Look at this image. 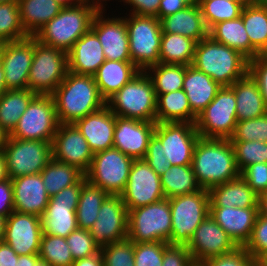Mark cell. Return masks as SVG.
<instances>
[{
  "mask_svg": "<svg viewBox=\"0 0 267 266\" xmlns=\"http://www.w3.org/2000/svg\"><path fill=\"white\" fill-rule=\"evenodd\" d=\"M42 234L41 217L13 211L6 218L3 241L17 255L38 254Z\"/></svg>",
  "mask_w": 267,
  "mask_h": 266,
  "instance_id": "21",
  "label": "cell"
},
{
  "mask_svg": "<svg viewBox=\"0 0 267 266\" xmlns=\"http://www.w3.org/2000/svg\"><path fill=\"white\" fill-rule=\"evenodd\" d=\"M172 229L170 245L187 246L200 223L210 214L209 192L201 189L195 193L169 199Z\"/></svg>",
  "mask_w": 267,
  "mask_h": 266,
  "instance_id": "8",
  "label": "cell"
},
{
  "mask_svg": "<svg viewBox=\"0 0 267 266\" xmlns=\"http://www.w3.org/2000/svg\"><path fill=\"white\" fill-rule=\"evenodd\" d=\"M259 56L267 60V47L263 50V52Z\"/></svg>",
  "mask_w": 267,
  "mask_h": 266,
  "instance_id": "73",
  "label": "cell"
},
{
  "mask_svg": "<svg viewBox=\"0 0 267 266\" xmlns=\"http://www.w3.org/2000/svg\"><path fill=\"white\" fill-rule=\"evenodd\" d=\"M257 266H267V252L263 253L257 260Z\"/></svg>",
  "mask_w": 267,
  "mask_h": 266,
  "instance_id": "70",
  "label": "cell"
},
{
  "mask_svg": "<svg viewBox=\"0 0 267 266\" xmlns=\"http://www.w3.org/2000/svg\"><path fill=\"white\" fill-rule=\"evenodd\" d=\"M72 266H104L101 251L92 256L75 260Z\"/></svg>",
  "mask_w": 267,
  "mask_h": 266,
  "instance_id": "62",
  "label": "cell"
},
{
  "mask_svg": "<svg viewBox=\"0 0 267 266\" xmlns=\"http://www.w3.org/2000/svg\"><path fill=\"white\" fill-rule=\"evenodd\" d=\"M222 88L211 77L187 65L183 82V90L187 95L191 110L198 116L215 98Z\"/></svg>",
  "mask_w": 267,
  "mask_h": 266,
  "instance_id": "31",
  "label": "cell"
},
{
  "mask_svg": "<svg viewBox=\"0 0 267 266\" xmlns=\"http://www.w3.org/2000/svg\"><path fill=\"white\" fill-rule=\"evenodd\" d=\"M62 7H70L73 6L75 3L79 2L80 0H54Z\"/></svg>",
  "mask_w": 267,
  "mask_h": 266,
  "instance_id": "69",
  "label": "cell"
},
{
  "mask_svg": "<svg viewBox=\"0 0 267 266\" xmlns=\"http://www.w3.org/2000/svg\"><path fill=\"white\" fill-rule=\"evenodd\" d=\"M241 17L251 46L261 54L267 47V7L247 1Z\"/></svg>",
  "mask_w": 267,
  "mask_h": 266,
  "instance_id": "40",
  "label": "cell"
},
{
  "mask_svg": "<svg viewBox=\"0 0 267 266\" xmlns=\"http://www.w3.org/2000/svg\"><path fill=\"white\" fill-rule=\"evenodd\" d=\"M144 159L158 176H161L169 167L172 166L166 155L163 153L161 140L155 134L150 139L148 150Z\"/></svg>",
  "mask_w": 267,
  "mask_h": 266,
  "instance_id": "53",
  "label": "cell"
},
{
  "mask_svg": "<svg viewBox=\"0 0 267 266\" xmlns=\"http://www.w3.org/2000/svg\"><path fill=\"white\" fill-rule=\"evenodd\" d=\"M192 167L199 186L206 190L240 176L229 139L199 137L193 150Z\"/></svg>",
  "mask_w": 267,
  "mask_h": 266,
  "instance_id": "1",
  "label": "cell"
},
{
  "mask_svg": "<svg viewBox=\"0 0 267 266\" xmlns=\"http://www.w3.org/2000/svg\"><path fill=\"white\" fill-rule=\"evenodd\" d=\"M2 51H3V42H0V61H1Z\"/></svg>",
  "mask_w": 267,
  "mask_h": 266,
  "instance_id": "75",
  "label": "cell"
},
{
  "mask_svg": "<svg viewBox=\"0 0 267 266\" xmlns=\"http://www.w3.org/2000/svg\"><path fill=\"white\" fill-rule=\"evenodd\" d=\"M160 180L167 199L192 194L202 189L196 180L192 165H173L160 176Z\"/></svg>",
  "mask_w": 267,
  "mask_h": 266,
  "instance_id": "37",
  "label": "cell"
},
{
  "mask_svg": "<svg viewBox=\"0 0 267 266\" xmlns=\"http://www.w3.org/2000/svg\"><path fill=\"white\" fill-rule=\"evenodd\" d=\"M14 211L41 217L50 200L40 173L11 179Z\"/></svg>",
  "mask_w": 267,
  "mask_h": 266,
  "instance_id": "24",
  "label": "cell"
},
{
  "mask_svg": "<svg viewBox=\"0 0 267 266\" xmlns=\"http://www.w3.org/2000/svg\"><path fill=\"white\" fill-rule=\"evenodd\" d=\"M10 179L40 173L52 159V142L8 137L3 149Z\"/></svg>",
  "mask_w": 267,
  "mask_h": 266,
  "instance_id": "13",
  "label": "cell"
},
{
  "mask_svg": "<svg viewBox=\"0 0 267 266\" xmlns=\"http://www.w3.org/2000/svg\"><path fill=\"white\" fill-rule=\"evenodd\" d=\"M18 257L6 242H0V266H16Z\"/></svg>",
  "mask_w": 267,
  "mask_h": 266,
  "instance_id": "60",
  "label": "cell"
},
{
  "mask_svg": "<svg viewBox=\"0 0 267 266\" xmlns=\"http://www.w3.org/2000/svg\"><path fill=\"white\" fill-rule=\"evenodd\" d=\"M59 123H74L102 109L101 97L93 75L67 72L64 80L51 94Z\"/></svg>",
  "mask_w": 267,
  "mask_h": 266,
  "instance_id": "2",
  "label": "cell"
},
{
  "mask_svg": "<svg viewBox=\"0 0 267 266\" xmlns=\"http://www.w3.org/2000/svg\"><path fill=\"white\" fill-rule=\"evenodd\" d=\"M103 14V11L95 14L91 30L97 35L106 60L131 61L124 17L106 18Z\"/></svg>",
  "mask_w": 267,
  "mask_h": 266,
  "instance_id": "23",
  "label": "cell"
},
{
  "mask_svg": "<svg viewBox=\"0 0 267 266\" xmlns=\"http://www.w3.org/2000/svg\"><path fill=\"white\" fill-rule=\"evenodd\" d=\"M230 88L236 98L237 121L255 119L267 113L259 85L249 72Z\"/></svg>",
  "mask_w": 267,
  "mask_h": 266,
  "instance_id": "30",
  "label": "cell"
},
{
  "mask_svg": "<svg viewBox=\"0 0 267 266\" xmlns=\"http://www.w3.org/2000/svg\"><path fill=\"white\" fill-rule=\"evenodd\" d=\"M66 242L74 261L92 256L100 251L89 230L77 228L66 237Z\"/></svg>",
  "mask_w": 267,
  "mask_h": 266,
  "instance_id": "49",
  "label": "cell"
},
{
  "mask_svg": "<svg viewBox=\"0 0 267 266\" xmlns=\"http://www.w3.org/2000/svg\"><path fill=\"white\" fill-rule=\"evenodd\" d=\"M34 55V36L18 41L3 42L1 65L7 90L27 89Z\"/></svg>",
  "mask_w": 267,
  "mask_h": 266,
  "instance_id": "18",
  "label": "cell"
},
{
  "mask_svg": "<svg viewBox=\"0 0 267 266\" xmlns=\"http://www.w3.org/2000/svg\"><path fill=\"white\" fill-rule=\"evenodd\" d=\"M14 211L11 179L0 182V215L8 217Z\"/></svg>",
  "mask_w": 267,
  "mask_h": 266,
  "instance_id": "58",
  "label": "cell"
},
{
  "mask_svg": "<svg viewBox=\"0 0 267 266\" xmlns=\"http://www.w3.org/2000/svg\"><path fill=\"white\" fill-rule=\"evenodd\" d=\"M58 126L59 121L52 96L38 94L29 103L8 137L52 142Z\"/></svg>",
  "mask_w": 267,
  "mask_h": 266,
  "instance_id": "10",
  "label": "cell"
},
{
  "mask_svg": "<svg viewBox=\"0 0 267 266\" xmlns=\"http://www.w3.org/2000/svg\"><path fill=\"white\" fill-rule=\"evenodd\" d=\"M248 72L257 81L267 107V60L260 56L249 60Z\"/></svg>",
  "mask_w": 267,
  "mask_h": 266,
  "instance_id": "56",
  "label": "cell"
},
{
  "mask_svg": "<svg viewBox=\"0 0 267 266\" xmlns=\"http://www.w3.org/2000/svg\"><path fill=\"white\" fill-rule=\"evenodd\" d=\"M244 248L256 260L267 252V217L258 213L251 237Z\"/></svg>",
  "mask_w": 267,
  "mask_h": 266,
  "instance_id": "51",
  "label": "cell"
},
{
  "mask_svg": "<svg viewBox=\"0 0 267 266\" xmlns=\"http://www.w3.org/2000/svg\"><path fill=\"white\" fill-rule=\"evenodd\" d=\"M215 41L240 52L248 60L260 54L251 46L242 17L217 23L209 30Z\"/></svg>",
  "mask_w": 267,
  "mask_h": 266,
  "instance_id": "33",
  "label": "cell"
},
{
  "mask_svg": "<svg viewBox=\"0 0 267 266\" xmlns=\"http://www.w3.org/2000/svg\"><path fill=\"white\" fill-rule=\"evenodd\" d=\"M108 194L101 188L86 181L82 185L76 218L78 228L89 230L97 219L102 202Z\"/></svg>",
  "mask_w": 267,
  "mask_h": 266,
  "instance_id": "41",
  "label": "cell"
},
{
  "mask_svg": "<svg viewBox=\"0 0 267 266\" xmlns=\"http://www.w3.org/2000/svg\"><path fill=\"white\" fill-rule=\"evenodd\" d=\"M81 2H84V3H86L87 5H89L90 7H92V8H94L97 12H104V9H105V5H107V4H105L106 3V1H109V0H80ZM105 1V3H102V2H104ZM123 2L124 0H120V2ZM103 4H104V6H103Z\"/></svg>",
  "mask_w": 267,
  "mask_h": 266,
  "instance_id": "64",
  "label": "cell"
},
{
  "mask_svg": "<svg viewBox=\"0 0 267 266\" xmlns=\"http://www.w3.org/2000/svg\"><path fill=\"white\" fill-rule=\"evenodd\" d=\"M125 16L131 62L140 70L159 63L162 30L160 20L153 16Z\"/></svg>",
  "mask_w": 267,
  "mask_h": 266,
  "instance_id": "6",
  "label": "cell"
},
{
  "mask_svg": "<svg viewBox=\"0 0 267 266\" xmlns=\"http://www.w3.org/2000/svg\"><path fill=\"white\" fill-rule=\"evenodd\" d=\"M94 153L86 139L72 123H59L52 141V158L73 165L86 173Z\"/></svg>",
  "mask_w": 267,
  "mask_h": 266,
  "instance_id": "19",
  "label": "cell"
},
{
  "mask_svg": "<svg viewBox=\"0 0 267 266\" xmlns=\"http://www.w3.org/2000/svg\"><path fill=\"white\" fill-rule=\"evenodd\" d=\"M162 266H192L194 260L187 246L167 244L164 249Z\"/></svg>",
  "mask_w": 267,
  "mask_h": 266,
  "instance_id": "55",
  "label": "cell"
},
{
  "mask_svg": "<svg viewBox=\"0 0 267 266\" xmlns=\"http://www.w3.org/2000/svg\"><path fill=\"white\" fill-rule=\"evenodd\" d=\"M238 246L210 214L195 230L187 248L195 263L231 253Z\"/></svg>",
  "mask_w": 267,
  "mask_h": 266,
  "instance_id": "20",
  "label": "cell"
},
{
  "mask_svg": "<svg viewBox=\"0 0 267 266\" xmlns=\"http://www.w3.org/2000/svg\"><path fill=\"white\" fill-rule=\"evenodd\" d=\"M120 196L128 211L165 198L160 176L145 159L133 160L125 190Z\"/></svg>",
  "mask_w": 267,
  "mask_h": 266,
  "instance_id": "15",
  "label": "cell"
},
{
  "mask_svg": "<svg viewBox=\"0 0 267 266\" xmlns=\"http://www.w3.org/2000/svg\"><path fill=\"white\" fill-rule=\"evenodd\" d=\"M197 115L191 110L184 90L160 94L156 100V123H196Z\"/></svg>",
  "mask_w": 267,
  "mask_h": 266,
  "instance_id": "34",
  "label": "cell"
},
{
  "mask_svg": "<svg viewBox=\"0 0 267 266\" xmlns=\"http://www.w3.org/2000/svg\"><path fill=\"white\" fill-rule=\"evenodd\" d=\"M240 176L259 196L267 191V163H255L247 166Z\"/></svg>",
  "mask_w": 267,
  "mask_h": 266,
  "instance_id": "54",
  "label": "cell"
},
{
  "mask_svg": "<svg viewBox=\"0 0 267 266\" xmlns=\"http://www.w3.org/2000/svg\"><path fill=\"white\" fill-rule=\"evenodd\" d=\"M38 94L29 89L7 90L0 96V126L10 134Z\"/></svg>",
  "mask_w": 267,
  "mask_h": 266,
  "instance_id": "36",
  "label": "cell"
},
{
  "mask_svg": "<svg viewBox=\"0 0 267 266\" xmlns=\"http://www.w3.org/2000/svg\"><path fill=\"white\" fill-rule=\"evenodd\" d=\"M201 264L203 266H255L256 259L244 247H237L231 253L209 258Z\"/></svg>",
  "mask_w": 267,
  "mask_h": 266,
  "instance_id": "52",
  "label": "cell"
},
{
  "mask_svg": "<svg viewBox=\"0 0 267 266\" xmlns=\"http://www.w3.org/2000/svg\"><path fill=\"white\" fill-rule=\"evenodd\" d=\"M162 33L179 34L196 43L209 35L199 5L187 6L160 19Z\"/></svg>",
  "mask_w": 267,
  "mask_h": 266,
  "instance_id": "29",
  "label": "cell"
},
{
  "mask_svg": "<svg viewBox=\"0 0 267 266\" xmlns=\"http://www.w3.org/2000/svg\"><path fill=\"white\" fill-rule=\"evenodd\" d=\"M192 266H203L201 263H193Z\"/></svg>",
  "mask_w": 267,
  "mask_h": 266,
  "instance_id": "76",
  "label": "cell"
},
{
  "mask_svg": "<svg viewBox=\"0 0 267 266\" xmlns=\"http://www.w3.org/2000/svg\"><path fill=\"white\" fill-rule=\"evenodd\" d=\"M73 124L82 133L94 154L113 148L115 114L106 105Z\"/></svg>",
  "mask_w": 267,
  "mask_h": 266,
  "instance_id": "25",
  "label": "cell"
},
{
  "mask_svg": "<svg viewBox=\"0 0 267 266\" xmlns=\"http://www.w3.org/2000/svg\"><path fill=\"white\" fill-rule=\"evenodd\" d=\"M7 91L4 70L0 62V96Z\"/></svg>",
  "mask_w": 267,
  "mask_h": 266,
  "instance_id": "66",
  "label": "cell"
},
{
  "mask_svg": "<svg viewBox=\"0 0 267 266\" xmlns=\"http://www.w3.org/2000/svg\"><path fill=\"white\" fill-rule=\"evenodd\" d=\"M44 187L50 197L62 189L78 183L85 173L79 168L51 159L47 166L40 172Z\"/></svg>",
  "mask_w": 267,
  "mask_h": 266,
  "instance_id": "39",
  "label": "cell"
},
{
  "mask_svg": "<svg viewBox=\"0 0 267 266\" xmlns=\"http://www.w3.org/2000/svg\"><path fill=\"white\" fill-rule=\"evenodd\" d=\"M104 266H134V242L129 238L100 248Z\"/></svg>",
  "mask_w": 267,
  "mask_h": 266,
  "instance_id": "47",
  "label": "cell"
},
{
  "mask_svg": "<svg viewBox=\"0 0 267 266\" xmlns=\"http://www.w3.org/2000/svg\"><path fill=\"white\" fill-rule=\"evenodd\" d=\"M16 266H51L47 261L40 258L38 254L19 255Z\"/></svg>",
  "mask_w": 267,
  "mask_h": 266,
  "instance_id": "61",
  "label": "cell"
},
{
  "mask_svg": "<svg viewBox=\"0 0 267 266\" xmlns=\"http://www.w3.org/2000/svg\"><path fill=\"white\" fill-rule=\"evenodd\" d=\"M139 72L131 61L105 60L93 76L101 97L107 101Z\"/></svg>",
  "mask_w": 267,
  "mask_h": 266,
  "instance_id": "32",
  "label": "cell"
},
{
  "mask_svg": "<svg viewBox=\"0 0 267 266\" xmlns=\"http://www.w3.org/2000/svg\"><path fill=\"white\" fill-rule=\"evenodd\" d=\"M89 232L99 248L127 238L128 210L120 195L105 198Z\"/></svg>",
  "mask_w": 267,
  "mask_h": 266,
  "instance_id": "17",
  "label": "cell"
},
{
  "mask_svg": "<svg viewBox=\"0 0 267 266\" xmlns=\"http://www.w3.org/2000/svg\"><path fill=\"white\" fill-rule=\"evenodd\" d=\"M187 6L198 5L199 0H182Z\"/></svg>",
  "mask_w": 267,
  "mask_h": 266,
  "instance_id": "72",
  "label": "cell"
},
{
  "mask_svg": "<svg viewBox=\"0 0 267 266\" xmlns=\"http://www.w3.org/2000/svg\"><path fill=\"white\" fill-rule=\"evenodd\" d=\"M133 159L110 148L94 154L86 180L101 187L108 195H121L126 187Z\"/></svg>",
  "mask_w": 267,
  "mask_h": 266,
  "instance_id": "11",
  "label": "cell"
},
{
  "mask_svg": "<svg viewBox=\"0 0 267 266\" xmlns=\"http://www.w3.org/2000/svg\"><path fill=\"white\" fill-rule=\"evenodd\" d=\"M84 176L78 183L62 189L50 197L44 214L41 216L43 234L66 238L78 228L76 208L82 185L86 182Z\"/></svg>",
  "mask_w": 267,
  "mask_h": 266,
  "instance_id": "14",
  "label": "cell"
},
{
  "mask_svg": "<svg viewBox=\"0 0 267 266\" xmlns=\"http://www.w3.org/2000/svg\"><path fill=\"white\" fill-rule=\"evenodd\" d=\"M258 211L260 215L267 217V191L259 195Z\"/></svg>",
  "mask_w": 267,
  "mask_h": 266,
  "instance_id": "63",
  "label": "cell"
},
{
  "mask_svg": "<svg viewBox=\"0 0 267 266\" xmlns=\"http://www.w3.org/2000/svg\"><path fill=\"white\" fill-rule=\"evenodd\" d=\"M248 0H199V7L205 25L210 30L214 25L241 16Z\"/></svg>",
  "mask_w": 267,
  "mask_h": 266,
  "instance_id": "43",
  "label": "cell"
},
{
  "mask_svg": "<svg viewBox=\"0 0 267 266\" xmlns=\"http://www.w3.org/2000/svg\"><path fill=\"white\" fill-rule=\"evenodd\" d=\"M172 215L169 199L138 207L128 211V235L134 243H169Z\"/></svg>",
  "mask_w": 267,
  "mask_h": 266,
  "instance_id": "7",
  "label": "cell"
},
{
  "mask_svg": "<svg viewBox=\"0 0 267 266\" xmlns=\"http://www.w3.org/2000/svg\"><path fill=\"white\" fill-rule=\"evenodd\" d=\"M187 5L182 0H161L157 18H161L173 15L174 13L186 8Z\"/></svg>",
  "mask_w": 267,
  "mask_h": 266,
  "instance_id": "59",
  "label": "cell"
},
{
  "mask_svg": "<svg viewBox=\"0 0 267 266\" xmlns=\"http://www.w3.org/2000/svg\"><path fill=\"white\" fill-rule=\"evenodd\" d=\"M38 255L51 266H72V257L66 238L42 234Z\"/></svg>",
  "mask_w": 267,
  "mask_h": 266,
  "instance_id": "44",
  "label": "cell"
},
{
  "mask_svg": "<svg viewBox=\"0 0 267 266\" xmlns=\"http://www.w3.org/2000/svg\"><path fill=\"white\" fill-rule=\"evenodd\" d=\"M97 11L84 2L63 7L34 36L40 43L68 52L91 29Z\"/></svg>",
  "mask_w": 267,
  "mask_h": 266,
  "instance_id": "4",
  "label": "cell"
},
{
  "mask_svg": "<svg viewBox=\"0 0 267 266\" xmlns=\"http://www.w3.org/2000/svg\"><path fill=\"white\" fill-rule=\"evenodd\" d=\"M9 179L7 166H6V159L3 151L0 152V182Z\"/></svg>",
  "mask_w": 267,
  "mask_h": 266,
  "instance_id": "65",
  "label": "cell"
},
{
  "mask_svg": "<svg viewBox=\"0 0 267 266\" xmlns=\"http://www.w3.org/2000/svg\"><path fill=\"white\" fill-rule=\"evenodd\" d=\"M156 100L151 78L140 71L106 101V106L116 116L156 122Z\"/></svg>",
  "mask_w": 267,
  "mask_h": 266,
  "instance_id": "5",
  "label": "cell"
},
{
  "mask_svg": "<svg viewBox=\"0 0 267 266\" xmlns=\"http://www.w3.org/2000/svg\"><path fill=\"white\" fill-rule=\"evenodd\" d=\"M229 140L267 142V113L255 119L238 121Z\"/></svg>",
  "mask_w": 267,
  "mask_h": 266,
  "instance_id": "48",
  "label": "cell"
},
{
  "mask_svg": "<svg viewBox=\"0 0 267 266\" xmlns=\"http://www.w3.org/2000/svg\"><path fill=\"white\" fill-rule=\"evenodd\" d=\"M68 72L67 52L44 45L34 37V55L27 89L41 95H51Z\"/></svg>",
  "mask_w": 267,
  "mask_h": 266,
  "instance_id": "9",
  "label": "cell"
},
{
  "mask_svg": "<svg viewBox=\"0 0 267 266\" xmlns=\"http://www.w3.org/2000/svg\"><path fill=\"white\" fill-rule=\"evenodd\" d=\"M185 65L158 63L149 67L145 72L153 82L156 97L183 89L186 71Z\"/></svg>",
  "mask_w": 267,
  "mask_h": 266,
  "instance_id": "42",
  "label": "cell"
},
{
  "mask_svg": "<svg viewBox=\"0 0 267 266\" xmlns=\"http://www.w3.org/2000/svg\"><path fill=\"white\" fill-rule=\"evenodd\" d=\"M18 2V0H0V3Z\"/></svg>",
  "mask_w": 267,
  "mask_h": 266,
  "instance_id": "74",
  "label": "cell"
},
{
  "mask_svg": "<svg viewBox=\"0 0 267 266\" xmlns=\"http://www.w3.org/2000/svg\"><path fill=\"white\" fill-rule=\"evenodd\" d=\"M156 122L124 118L115 115L114 145L133 160L144 159Z\"/></svg>",
  "mask_w": 267,
  "mask_h": 266,
  "instance_id": "22",
  "label": "cell"
},
{
  "mask_svg": "<svg viewBox=\"0 0 267 266\" xmlns=\"http://www.w3.org/2000/svg\"><path fill=\"white\" fill-rule=\"evenodd\" d=\"M9 134L0 126V152L3 151Z\"/></svg>",
  "mask_w": 267,
  "mask_h": 266,
  "instance_id": "67",
  "label": "cell"
},
{
  "mask_svg": "<svg viewBox=\"0 0 267 266\" xmlns=\"http://www.w3.org/2000/svg\"><path fill=\"white\" fill-rule=\"evenodd\" d=\"M5 227H6V217L0 215V242L4 240Z\"/></svg>",
  "mask_w": 267,
  "mask_h": 266,
  "instance_id": "68",
  "label": "cell"
},
{
  "mask_svg": "<svg viewBox=\"0 0 267 266\" xmlns=\"http://www.w3.org/2000/svg\"><path fill=\"white\" fill-rule=\"evenodd\" d=\"M18 5L22 26L29 36H35L63 8L54 0H18Z\"/></svg>",
  "mask_w": 267,
  "mask_h": 266,
  "instance_id": "35",
  "label": "cell"
},
{
  "mask_svg": "<svg viewBox=\"0 0 267 266\" xmlns=\"http://www.w3.org/2000/svg\"><path fill=\"white\" fill-rule=\"evenodd\" d=\"M192 65L222 87H230L249 71V60L209 35L196 43Z\"/></svg>",
  "mask_w": 267,
  "mask_h": 266,
  "instance_id": "3",
  "label": "cell"
},
{
  "mask_svg": "<svg viewBox=\"0 0 267 266\" xmlns=\"http://www.w3.org/2000/svg\"><path fill=\"white\" fill-rule=\"evenodd\" d=\"M29 37L25 32L18 2L0 3V42L18 41Z\"/></svg>",
  "mask_w": 267,
  "mask_h": 266,
  "instance_id": "45",
  "label": "cell"
},
{
  "mask_svg": "<svg viewBox=\"0 0 267 266\" xmlns=\"http://www.w3.org/2000/svg\"><path fill=\"white\" fill-rule=\"evenodd\" d=\"M208 192L210 207H258L259 196L241 176L214 186Z\"/></svg>",
  "mask_w": 267,
  "mask_h": 266,
  "instance_id": "28",
  "label": "cell"
},
{
  "mask_svg": "<svg viewBox=\"0 0 267 266\" xmlns=\"http://www.w3.org/2000/svg\"><path fill=\"white\" fill-rule=\"evenodd\" d=\"M161 0H124L130 6L129 14L156 17Z\"/></svg>",
  "mask_w": 267,
  "mask_h": 266,
  "instance_id": "57",
  "label": "cell"
},
{
  "mask_svg": "<svg viewBox=\"0 0 267 266\" xmlns=\"http://www.w3.org/2000/svg\"><path fill=\"white\" fill-rule=\"evenodd\" d=\"M165 242L134 243V266H162Z\"/></svg>",
  "mask_w": 267,
  "mask_h": 266,
  "instance_id": "50",
  "label": "cell"
},
{
  "mask_svg": "<svg viewBox=\"0 0 267 266\" xmlns=\"http://www.w3.org/2000/svg\"><path fill=\"white\" fill-rule=\"evenodd\" d=\"M248 2L258 5V6H265L267 7V0H248Z\"/></svg>",
  "mask_w": 267,
  "mask_h": 266,
  "instance_id": "71",
  "label": "cell"
},
{
  "mask_svg": "<svg viewBox=\"0 0 267 266\" xmlns=\"http://www.w3.org/2000/svg\"><path fill=\"white\" fill-rule=\"evenodd\" d=\"M235 154V161L240 173L249 165L267 163V142L230 141Z\"/></svg>",
  "mask_w": 267,
  "mask_h": 266,
  "instance_id": "46",
  "label": "cell"
},
{
  "mask_svg": "<svg viewBox=\"0 0 267 266\" xmlns=\"http://www.w3.org/2000/svg\"><path fill=\"white\" fill-rule=\"evenodd\" d=\"M258 213V207H210V216L238 247L250 239Z\"/></svg>",
  "mask_w": 267,
  "mask_h": 266,
  "instance_id": "26",
  "label": "cell"
},
{
  "mask_svg": "<svg viewBox=\"0 0 267 266\" xmlns=\"http://www.w3.org/2000/svg\"><path fill=\"white\" fill-rule=\"evenodd\" d=\"M154 134L161 140L163 153L171 165H192L193 150L200 135L195 123H156Z\"/></svg>",
  "mask_w": 267,
  "mask_h": 266,
  "instance_id": "16",
  "label": "cell"
},
{
  "mask_svg": "<svg viewBox=\"0 0 267 266\" xmlns=\"http://www.w3.org/2000/svg\"><path fill=\"white\" fill-rule=\"evenodd\" d=\"M196 42L179 34L162 33L159 62L192 65Z\"/></svg>",
  "mask_w": 267,
  "mask_h": 266,
  "instance_id": "38",
  "label": "cell"
},
{
  "mask_svg": "<svg viewBox=\"0 0 267 266\" xmlns=\"http://www.w3.org/2000/svg\"><path fill=\"white\" fill-rule=\"evenodd\" d=\"M237 122L234 91L222 87L198 115L195 125L202 138L230 139Z\"/></svg>",
  "mask_w": 267,
  "mask_h": 266,
  "instance_id": "12",
  "label": "cell"
},
{
  "mask_svg": "<svg viewBox=\"0 0 267 266\" xmlns=\"http://www.w3.org/2000/svg\"><path fill=\"white\" fill-rule=\"evenodd\" d=\"M68 71L94 75L106 58L97 35L90 29L67 52Z\"/></svg>",
  "mask_w": 267,
  "mask_h": 266,
  "instance_id": "27",
  "label": "cell"
}]
</instances>
